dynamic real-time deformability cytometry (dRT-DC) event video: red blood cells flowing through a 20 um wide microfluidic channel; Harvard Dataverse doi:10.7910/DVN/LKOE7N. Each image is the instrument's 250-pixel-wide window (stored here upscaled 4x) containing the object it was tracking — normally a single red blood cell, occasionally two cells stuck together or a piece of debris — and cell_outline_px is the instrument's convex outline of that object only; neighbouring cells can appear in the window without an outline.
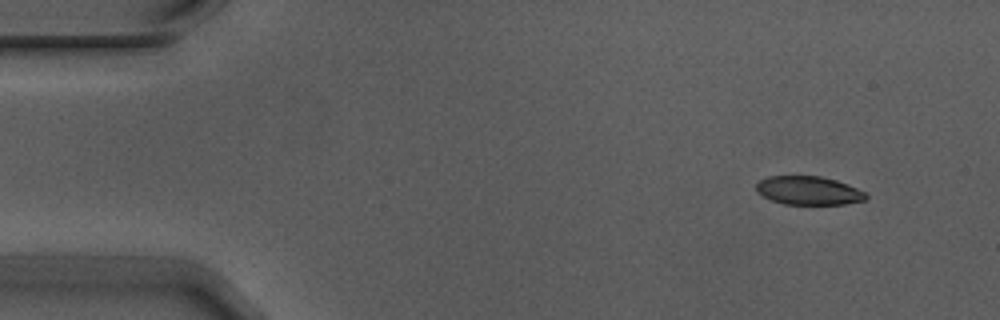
{"species": "Egyptian fruit bat (a non-hibernating species)", "species_latin": "Rousettus aegyptiacus", "temperature_condition": "warm", "stored_images_in_passage": 4, "camera_frame_rate_fps": 3000, "um_per_image_px": 0.085, "animal": {"sex": "male"}, "frame": {"image": 1, "passage_image": 1, "time_ms": 0.0, "image_size_px": [1000, 320], "cell_outline_px": [[868, 196], [864, 200], [844, 204], [784, 204], [772, 200], [756, 192], [756, 184], [760, 180], [768, 176], [820, 176], [836, 180], [848, 184], [868, 192]], "centroid_in_image_um": [68.75, 16.19], "position_along_channel_um": 16.2, "area_um2": 18.32}}
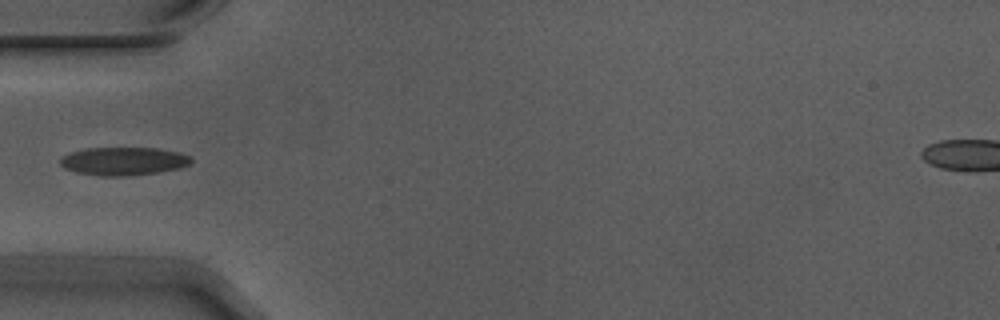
{"frame": {"image": 2, "passage_image": 4, "time_ms": 1.0, "image_size_px": [1000, 320], "cell_outline_px": [[192, 160], [188, 164], [180, 168], [156, 172], [124, 176], [100, 176], [76, 172], [64, 168], [60, 164], [60, 160], [64, 156], [72, 152], [88, 148], [156, 148], [180, 152], [192, 156]], "centroid_in_image_um": [10.52, 13.7], "position_along_channel_um": 74.5, "area_um2": 21.33}}